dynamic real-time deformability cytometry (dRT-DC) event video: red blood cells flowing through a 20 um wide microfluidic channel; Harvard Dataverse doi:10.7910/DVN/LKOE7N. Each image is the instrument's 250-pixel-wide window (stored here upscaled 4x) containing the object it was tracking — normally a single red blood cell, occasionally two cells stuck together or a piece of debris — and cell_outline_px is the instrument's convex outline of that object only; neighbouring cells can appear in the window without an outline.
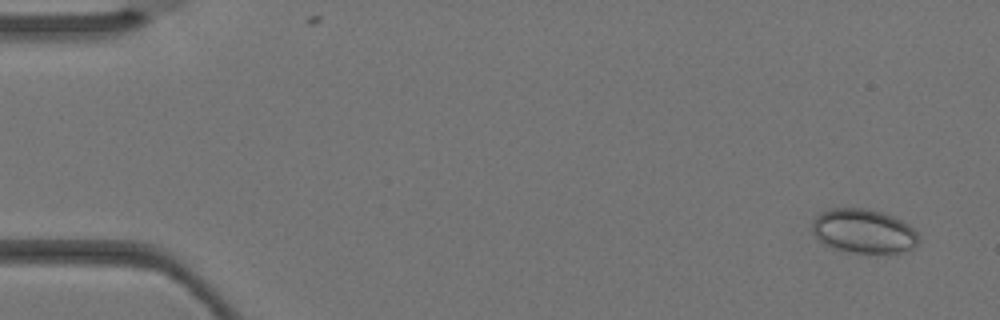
{"species": "Egyptian fruit bat (a non-hibernating species)", "species_latin": "Rousettus aegyptiacus", "temperature_condition": "warm", "stored_images_in_passage": 3, "camera_frame_rate_fps": 3000, "um_per_image_px": 0.085, "animal": {"sex": "female"}, "frame": {"image": 1, "passage_image": 1, "time_ms": 0.0, "image_size_px": [1000, 320], "cell_outline_px": [[920, 240], [912, 248], [904, 252], [852, 252], [832, 248], [824, 244], [812, 232], [812, 220], [820, 212], [832, 208], [864, 208], [880, 212], [892, 216], [908, 224], [916, 232]], "centroid_in_image_um": [73.38, 19.64], "position_along_channel_um": 11.6, "area_um2": 27.17}}